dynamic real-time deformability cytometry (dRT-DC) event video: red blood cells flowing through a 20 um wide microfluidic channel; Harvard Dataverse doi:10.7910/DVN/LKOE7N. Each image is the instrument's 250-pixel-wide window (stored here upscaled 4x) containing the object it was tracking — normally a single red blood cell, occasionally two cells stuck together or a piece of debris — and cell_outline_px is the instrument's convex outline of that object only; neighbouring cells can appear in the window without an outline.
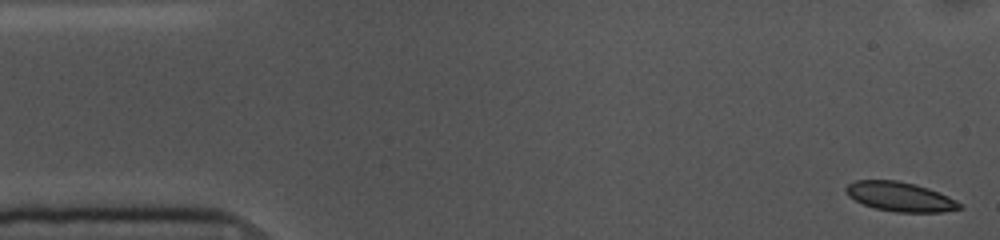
{"species": "common noctule bat (a hibernating species)", "species_latin": "Nyctalus noctula", "temperature_condition": "cold", "stored_images_in_passage": 46, "camera_frame_rate_fps": 3000, "um_per_image_px": 0.085, "animal": {"sex": "female", "body_mass_g": 10.0, "forearm_length_mm": 53.1}, "frame": {"image": 1, "passage_image": 1, "time_ms": 0.0, "image_size_px": [1000, 240], "cell_outline_px": [[964, 208], [944, 212], [896, 212], [876, 208], [864, 204], [848, 196], [844, 192], [844, 188], [848, 184], [856, 180], [896, 180], [916, 184], [928, 188], [948, 196], [964, 204]], "centroid_in_image_um": [76.53, 16.72], "position_along_channel_um": 8.5, "area_um2": 19.59}}
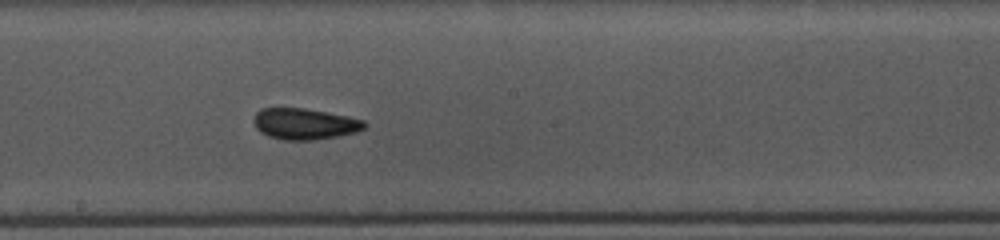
{"frame": {"image": 2, "passage_image": 28, "time_ms": 9.0, "image_size_px": [1000, 240], "cell_outline_px": [[368, 124], [364, 128], [356, 132], [336, 136], [312, 140], [284, 140], [268, 136], [260, 132], [256, 128], [252, 120], [256, 112], [260, 108], [304, 108], [348, 116], [364, 120]], "centroid_in_image_um": [25.87, 10.52], "position_along_channel_um": 222.3, "area_um2": 20.17}}
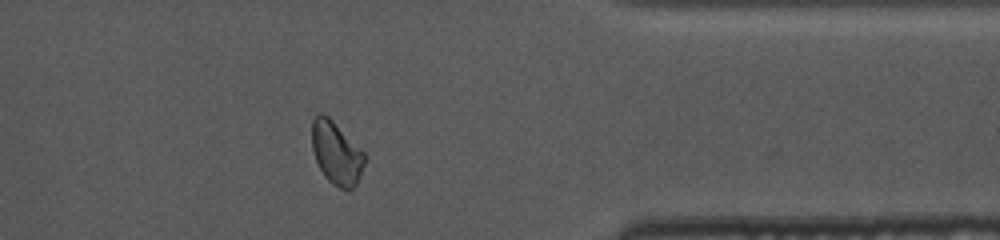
{"frame": {"image": 3, "passage_image": 43, "time_ms": 14.0, "image_size_px": [1000, 240], "cell_outline_px": [[364, 164], [356, 184], [348, 192], [332, 184], [324, 176], [316, 160], [312, 148], [312, 120], [320, 112], [328, 116], [364, 152]], "centroid_in_image_um": [28.58, 13.02], "position_along_channel_um": 382.8, "area_um2": 19.07}, "authors_computed_cell_mechanics": {"area_um2": 19.7676, "velocity_mm_per_s": 3.5735, "shape_relaxation_time_tau1_ms": 5.8719, "shape_relaxation_time_tau2_ms": 1.4498, "deformation_change_tau1": 0.0949, "deformation_change_tau2": 0.0672}}